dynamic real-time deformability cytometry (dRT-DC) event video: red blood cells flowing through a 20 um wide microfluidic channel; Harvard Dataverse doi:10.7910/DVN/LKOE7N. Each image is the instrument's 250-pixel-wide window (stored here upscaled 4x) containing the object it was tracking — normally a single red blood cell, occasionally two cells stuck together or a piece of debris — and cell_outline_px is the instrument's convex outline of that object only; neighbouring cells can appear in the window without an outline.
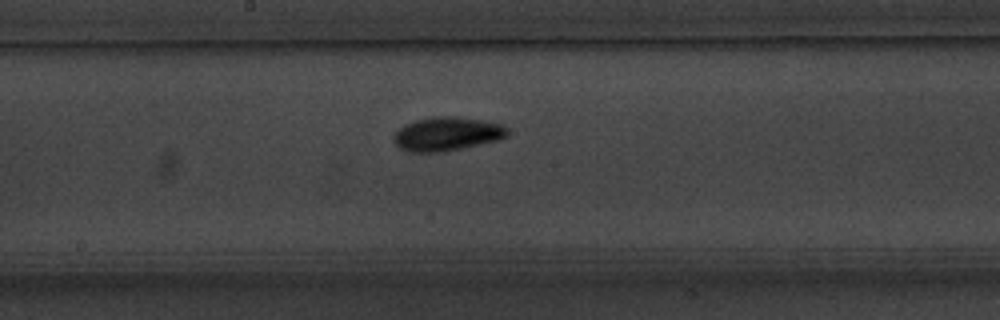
{"species": "common noctule bat (a hibernating species)", "species_latin": "Nyctalus noctula", "temperature_condition": "warm", "stored_images_in_passage": 32, "camera_frame_rate_fps": 3000, "um_per_image_px": 0.085, "animal": {"sex": "male", "body_mass_g": 20.1, "forearm_length_mm": 53.5}, "frame": {"image": 1, "passage_image": 14, "time_ms": 4.333, "image_size_px": [1000, 320], "cell_outline_px": [[508, 132], [504, 136], [496, 140], [460, 148], [440, 152], [408, 152], [400, 148], [392, 140], [392, 136], [404, 124], [416, 120], [432, 116], [456, 116], [504, 124], [508, 128]], "centroid_in_image_um": [37.94, 11.37], "position_along_channel_um": 210.3, "area_um2": 22.25}, "authors_computed_cell_mechanics": {"area_um2": 20.6924, "velocity_mm_per_s": 3.7817, "shape_relaxation_time_tau1_ms": 2.1678, "shape_relaxation_time_tau2_ms": 3.0953, "deformation_change_tau1": 0.1295, "deformation_change_tau2": 0.0778}}